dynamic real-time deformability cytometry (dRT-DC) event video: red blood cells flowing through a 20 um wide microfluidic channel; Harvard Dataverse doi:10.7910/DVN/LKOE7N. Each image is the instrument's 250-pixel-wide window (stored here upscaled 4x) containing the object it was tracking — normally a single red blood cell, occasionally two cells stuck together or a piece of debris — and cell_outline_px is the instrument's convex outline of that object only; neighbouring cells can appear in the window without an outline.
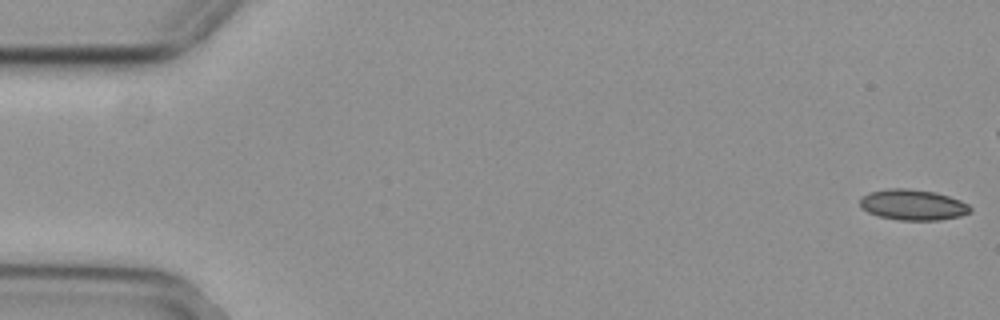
{"species": "common noctule bat (a hibernating species)", "species_latin": "Nyctalus noctula", "temperature_condition": "cold", "stored_images_in_passage": 49, "camera_frame_rate_fps": 3000, "um_per_image_px": 0.085, "animal": {"sex": "female", "body_mass_g": 29.2, "forearm_length_mm": 56.3}, "frame": {"image": 1, "passage_image": 1, "time_ms": 0.0, "image_size_px": [1000, 320], "cell_outline_px": [[972, 208], [968, 212], [960, 216], [940, 220], [900, 220], [880, 216], [868, 212], [860, 208], [860, 196], [868, 192], [888, 188], [904, 188], [936, 192], [960, 200], [968, 204]], "centroid_in_image_um": [77.56, 17.4], "position_along_channel_um": 7.4, "area_um2": 19.77}}
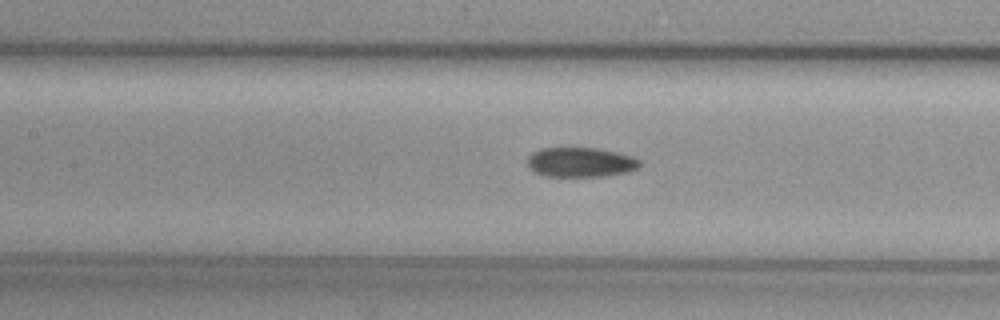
{"frame": {"image": 2, "passage_image": 25, "time_ms": 8.0, "image_size_px": [1000, 320], "cell_outline_px": [[640, 164], [636, 168], [628, 172], [604, 176], [544, 176], [532, 172], [528, 168], [528, 156], [532, 152], [540, 148], [596, 148], [616, 152], [632, 156], [640, 160]], "centroid_in_image_um": [49.3, 13.79], "position_along_channel_um": 158.1, "area_um2": 19.48}}
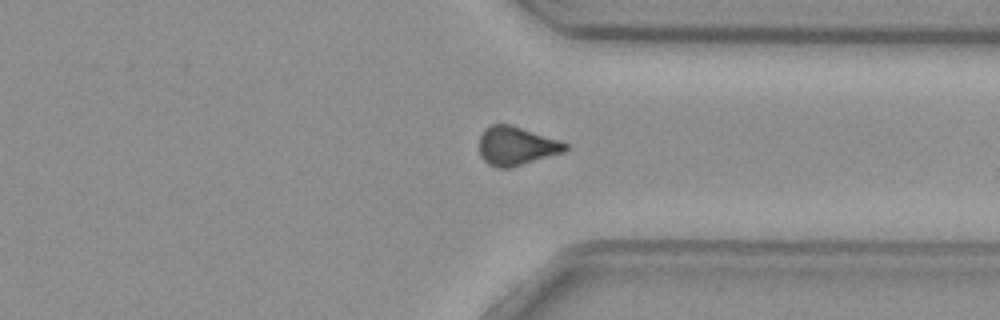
{"frame": {"image": 3, "passage_image": 42, "time_ms": 13.667, "image_size_px": [1000, 320], "cell_outline_px": [[568, 148], [564, 152], [508, 168], [496, 168], [488, 164], [480, 156], [480, 136], [484, 128], [492, 124], [512, 124], [560, 140], [568, 144]], "centroid_in_image_um": [43.88, 12.39], "position_along_channel_um": 367.5, "area_um2": 19.48}}